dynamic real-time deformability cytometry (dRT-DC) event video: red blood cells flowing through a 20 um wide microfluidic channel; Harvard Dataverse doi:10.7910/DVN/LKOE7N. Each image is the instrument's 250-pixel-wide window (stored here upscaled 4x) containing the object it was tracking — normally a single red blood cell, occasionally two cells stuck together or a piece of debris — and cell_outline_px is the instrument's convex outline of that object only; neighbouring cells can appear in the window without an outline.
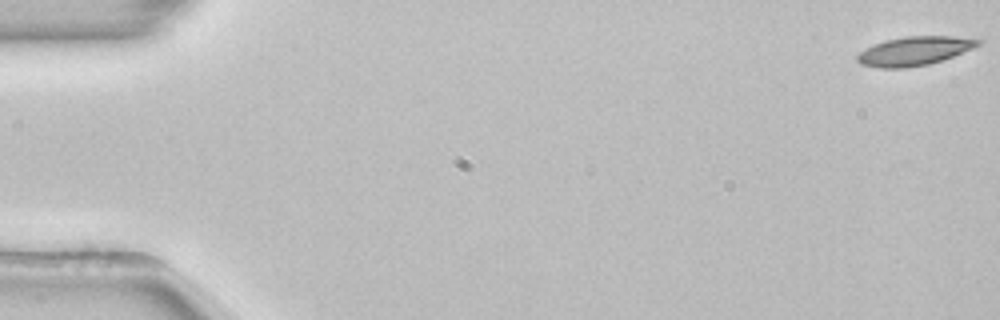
{"species": "common noctule bat (a hibernating species)", "species_latin": "Nyctalus noctula", "temperature_condition": "room temperature", "stored_images_in_passage": 54, "camera_frame_rate_fps": 3000, "um_per_image_px": 0.085, "animal": {"sex": "female", "body_mass_g": 22.7, "forearm_length_mm": 54.2}, "frame": {"image": 1, "passage_image": 1, "time_ms": 0.0, "image_size_px": [1000, 320], "cell_outline_px": [[984, 40], [980, 44], [972, 48], [952, 56], [928, 64], [904, 68], [880, 68], [860, 64], [856, 60], [856, 56], [864, 48], [872, 44], [884, 40], [904, 36], [952, 36]], "centroid_in_image_um": [77.66, 4.32], "position_along_channel_um": 7.3, "area_um2": 20.29}}
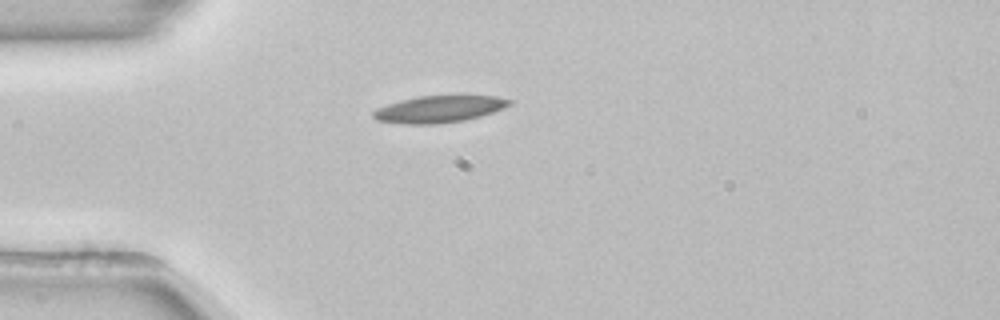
{"frame": {"image": 2, "passage_image": 15, "time_ms": 4.667, "image_size_px": [1000, 320], "cell_outline_px": [[512, 104], [492, 112], [480, 116], [464, 120], [440, 124], [404, 124], [376, 120], [372, 116], [372, 112], [376, 108], [400, 100], [420, 96], [496, 96], [512, 100]], "centroid_in_image_um": [37.29, 9.28], "position_along_channel_um": 47.7, "area_um2": 21.21}}
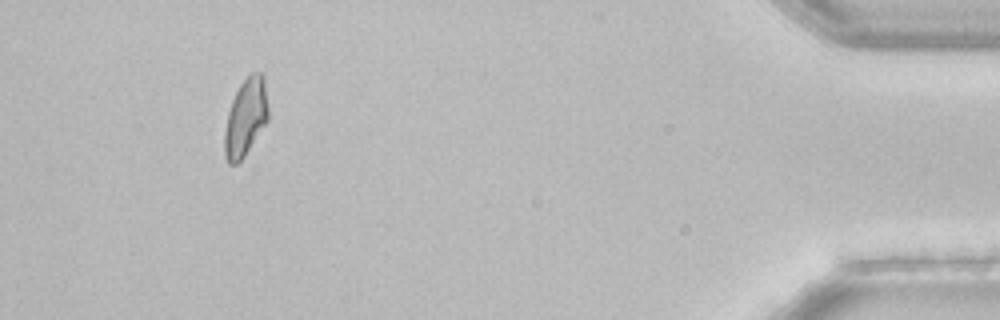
{"frame": {"image": 3, "passage_image": 50, "time_ms": 16.333, "image_size_px": [1000, 320], "cell_outline_px": [[268, 120], [244, 156], [236, 164], [228, 164], [224, 156], [224, 132], [228, 112], [232, 100], [240, 84], [252, 72], [260, 72], [264, 76], [268, 108]], "centroid_in_image_um": [20.87, 9.98], "position_along_channel_um": 414.3, "area_um2": 19.65}}